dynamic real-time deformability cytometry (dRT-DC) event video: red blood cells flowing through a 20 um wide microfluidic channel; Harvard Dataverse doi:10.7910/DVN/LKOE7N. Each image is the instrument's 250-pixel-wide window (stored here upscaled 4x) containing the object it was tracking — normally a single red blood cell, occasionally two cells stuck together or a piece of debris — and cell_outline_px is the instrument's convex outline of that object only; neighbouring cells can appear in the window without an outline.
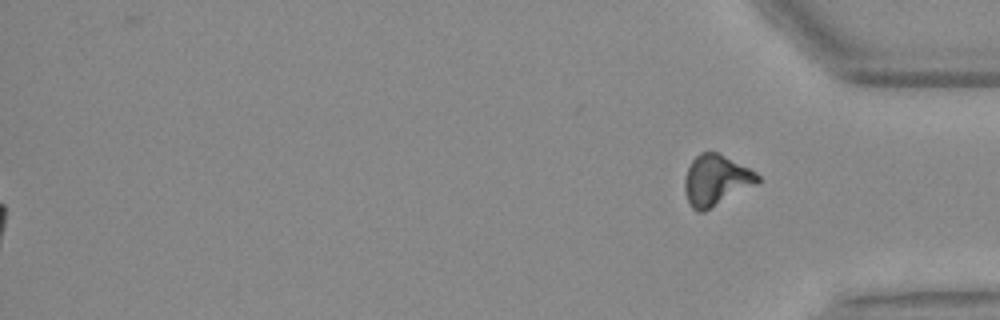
{"species": "Egyptian fruit bat (a non-hibernating species)", "species_latin": "Rousettus aegyptiacus", "temperature_condition": "warm", "stored_images_in_passage": 44, "segment_of_instrument_passage": [2, 2], "camera_frame_rate_fps": 3000, "um_per_image_px": 0.085, "animal": {"sex": "female"}, "frame": {"image": 1, "passage_image": 44, "time_ms": 14.333, "image_size_px": [1000, 320], "cell_outline_px": [[760, 180], [756, 184], [704, 212], [696, 212], [688, 204], [684, 188], [684, 180], [688, 168], [692, 160], [700, 152], [716, 152], [756, 172], [760, 176]], "centroid_in_image_um": [60.83, 15.34], "position_along_channel_um": 374.4, "area_um2": 21.39}}